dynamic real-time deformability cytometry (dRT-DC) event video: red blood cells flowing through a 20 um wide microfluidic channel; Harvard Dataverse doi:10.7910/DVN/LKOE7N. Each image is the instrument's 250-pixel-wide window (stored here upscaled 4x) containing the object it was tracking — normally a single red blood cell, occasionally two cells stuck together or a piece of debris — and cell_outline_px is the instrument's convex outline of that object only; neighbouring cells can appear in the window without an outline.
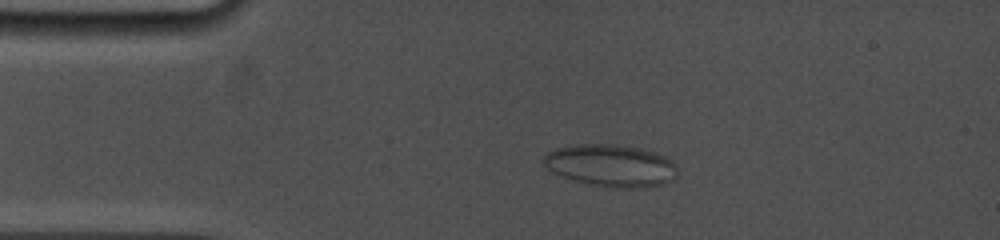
{"species": "common noctule bat (a hibernating species)", "species_latin": "Nyctalus noctula", "temperature_condition": "cold", "stored_images_in_passage": 9, "camera_frame_rate_fps": 5000, "um_per_image_px": 0.085, "animal": {"sex": "female", "body_mass_g": 19.0, "forearm_length_mm": 53.3}, "frame": {"image": 1, "passage_image": 6, "time_ms": 3.0, "image_size_px": [1000, 240], "cell_outline_px": [[676, 176], [672, 180], [660, 184], [640, 188], [616, 188], [588, 184], [552, 172], [544, 164], [544, 156], [548, 152], [556, 148], [576, 144], [612, 144], [640, 148], [656, 152], [672, 160], [676, 164]], "centroid_in_image_um": [51.95, 14.06], "position_along_channel_um": 33.1, "area_um2": 32.77}}